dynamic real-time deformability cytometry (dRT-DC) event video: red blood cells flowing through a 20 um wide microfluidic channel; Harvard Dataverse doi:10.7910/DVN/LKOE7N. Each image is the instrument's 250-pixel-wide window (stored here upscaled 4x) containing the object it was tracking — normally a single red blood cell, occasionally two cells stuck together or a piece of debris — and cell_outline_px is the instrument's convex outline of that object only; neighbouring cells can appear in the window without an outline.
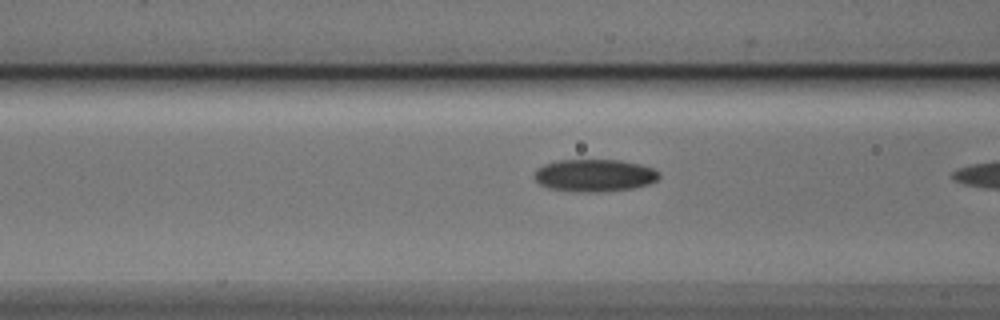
{"species": "Egyptian fruit bat (a non-hibernating species)", "species_latin": "Rousettus aegyptiacus", "temperature_condition": "cold", "stored_images_in_passage": 11, "camera_frame_rate_fps": 3000, "um_per_image_px": 0.085, "animal": {"sex": "male"}, "frame": {"image": 1, "passage_image": 10, "time_ms": 3.0, "image_size_px": [1000, 320], "cell_outline_px": [[660, 176], [656, 180], [648, 184], [632, 188], [596, 192], [584, 192], [548, 188], [540, 184], [532, 176], [536, 168], [544, 164], [556, 160], [620, 160], [640, 164], [652, 168], [660, 172]], "centroid_in_image_um": [50.5, 14.9], "position_along_channel_um": 116.1, "area_um2": 23.58}}